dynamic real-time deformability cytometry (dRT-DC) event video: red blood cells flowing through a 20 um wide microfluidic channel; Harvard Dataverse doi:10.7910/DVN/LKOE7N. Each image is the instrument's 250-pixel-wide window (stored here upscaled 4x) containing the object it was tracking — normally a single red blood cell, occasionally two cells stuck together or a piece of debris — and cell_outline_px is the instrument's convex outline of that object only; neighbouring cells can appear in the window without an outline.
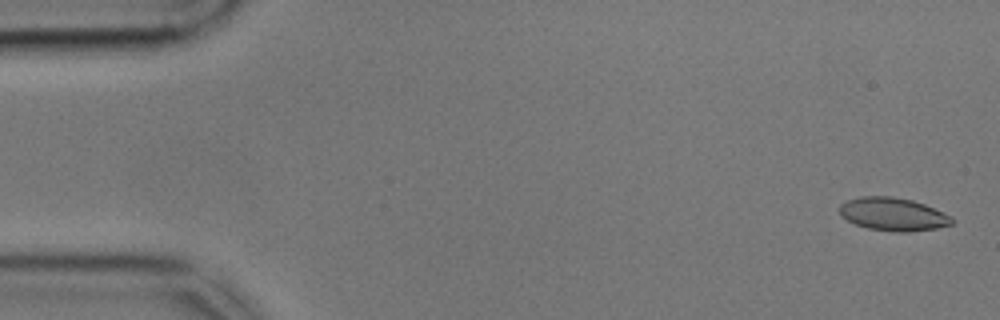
{"species": "common noctule bat (a hibernating species)", "species_latin": "Nyctalus noctula", "temperature_condition": "cold", "stored_images_in_passage": 55, "camera_frame_rate_fps": 3000, "um_per_image_px": 0.085, "animal": {"sex": "male", "body_mass_g": 17.9, "forearm_length_mm": 54.2}, "frame": {"image": 1, "passage_image": 2, "time_ms": 0.333, "image_size_px": [1000, 320], "cell_outline_px": [[956, 220], [952, 224], [936, 228], [908, 232], [896, 232], [868, 228], [856, 224], [840, 216], [840, 204], [848, 200], [860, 196], [892, 196], [912, 200], [924, 204], [952, 216]], "centroid_in_image_um": [75.93, 18.2], "position_along_channel_um": 9.1, "area_um2": 21.68}}
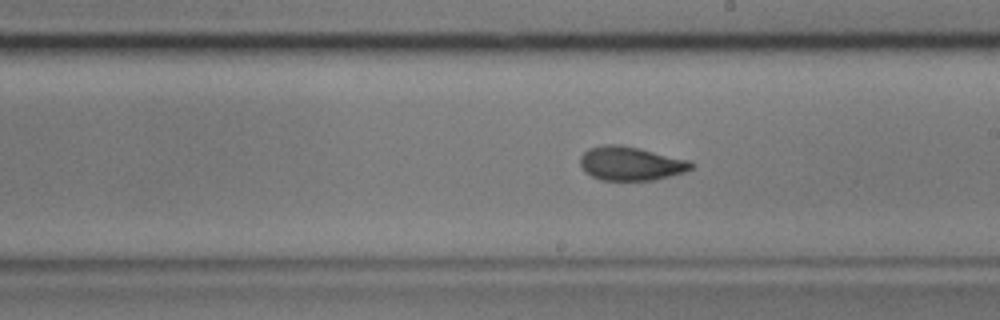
{"frame": {"image": 2, "passage_image": 31, "time_ms": 10.0, "image_size_px": [1000, 320], "cell_outline_px": [[696, 164], [692, 168], [684, 172], [652, 180], [600, 180], [584, 172], [580, 164], [580, 156], [588, 148], [604, 144], [620, 144], [692, 160]], "centroid_in_image_um": [53.61, 13.89], "position_along_channel_um": 235.4, "area_um2": 22.08}}
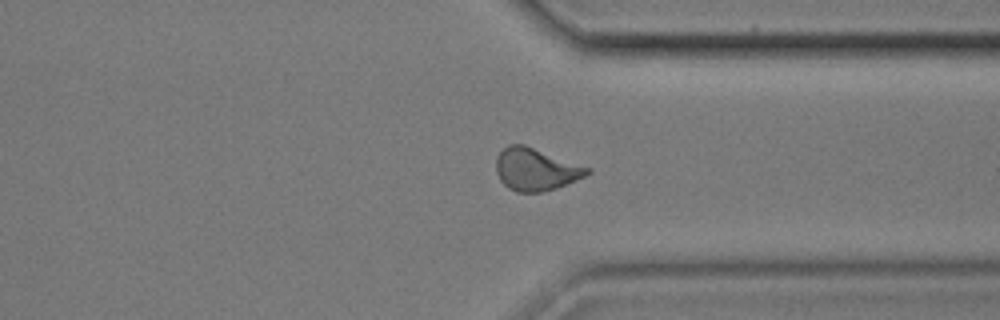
{"frame": {"image": 3, "passage_image": 42, "time_ms": 13.667, "image_size_px": [1000, 320], "cell_outline_px": [[592, 172], [584, 176], [556, 188], [540, 192], [516, 192], [508, 188], [500, 180], [496, 172], [496, 160], [500, 152], [508, 144], [524, 144], [592, 168]], "centroid_in_image_um": [45.54, 14.39], "position_along_channel_um": 365.9, "area_um2": 22.48}, "authors_computed_cell_mechanics": {"area_um2": 21.7906, "velocity_mm_per_s": 3.5779, "shape_relaxation_time_tau1_ms": 4.6567, "shape_relaxation_time_tau2_ms": 1.7316, "deformation_change_tau1": 0.1407, "deformation_change_tau2": 0.0689}}